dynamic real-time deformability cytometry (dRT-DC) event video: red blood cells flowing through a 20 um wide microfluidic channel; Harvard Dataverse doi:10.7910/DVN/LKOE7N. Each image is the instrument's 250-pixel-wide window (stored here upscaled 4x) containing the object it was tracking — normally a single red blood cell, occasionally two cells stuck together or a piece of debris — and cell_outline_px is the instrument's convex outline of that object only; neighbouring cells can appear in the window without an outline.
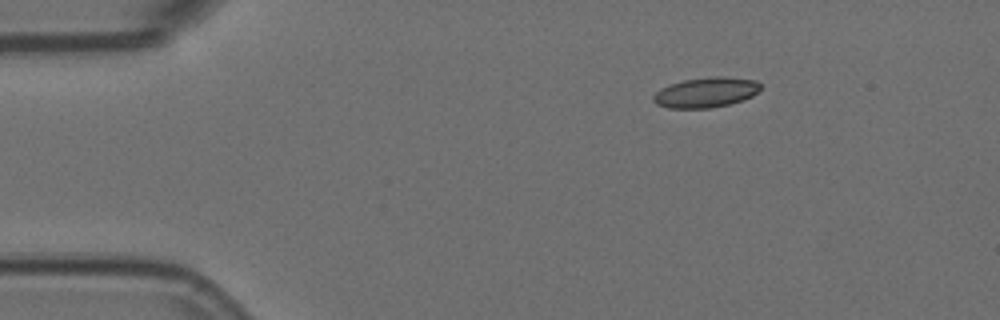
{"species": "Egyptian fruit bat (a non-hibernating species)", "species_latin": "Rousettus aegyptiacus", "temperature_condition": "room temperature", "stored_images_in_passage": 2, "camera_frame_rate_fps": 3000, "um_per_image_px": 0.085, "animal": {"sex": "female"}, "frame": {"image": 1, "passage_image": 1, "time_ms": 0.0, "image_size_px": [1000, 320], "cell_outline_px": [[760, 88], [752, 96], [744, 100], [728, 104], [708, 108], [668, 108], [656, 104], [652, 100], [652, 96], [660, 88], [668, 84], [684, 80], [708, 76], [724, 76], [756, 80], [760, 84]], "centroid_in_image_um": [59.97, 7.84], "position_along_channel_um": 25.0, "area_um2": 18.96}}